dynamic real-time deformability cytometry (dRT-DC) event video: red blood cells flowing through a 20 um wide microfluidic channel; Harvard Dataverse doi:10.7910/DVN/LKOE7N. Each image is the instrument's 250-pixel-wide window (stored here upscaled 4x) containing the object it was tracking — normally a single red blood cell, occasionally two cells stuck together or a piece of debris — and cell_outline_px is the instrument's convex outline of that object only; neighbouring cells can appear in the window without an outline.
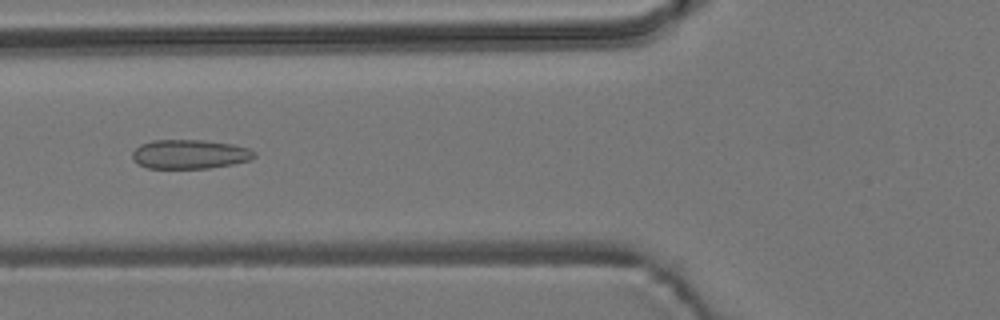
{"species": "common noctule bat (a hibernating species)", "species_latin": "Nyctalus noctula", "temperature_condition": "room temperature", "stored_images_in_passage": 57, "camera_frame_rate_fps": 3000, "um_per_image_px": 0.085, "animal": {"sex": "male", "body_mass_g": 19.2, "forearm_length_mm": 51.8}, "frame": {"image": 1, "passage_image": 21, "time_ms": 6.667, "image_size_px": [1000, 320], "cell_outline_px": [[256, 156], [248, 160], [232, 164], [208, 168], [148, 168], [132, 160], [132, 152], [140, 144], [152, 140], [204, 140], [232, 144], [248, 148], [256, 152]], "centroid_in_image_um": [16.11, 13.1], "position_along_channel_um": 109.7, "area_um2": 20.69}}
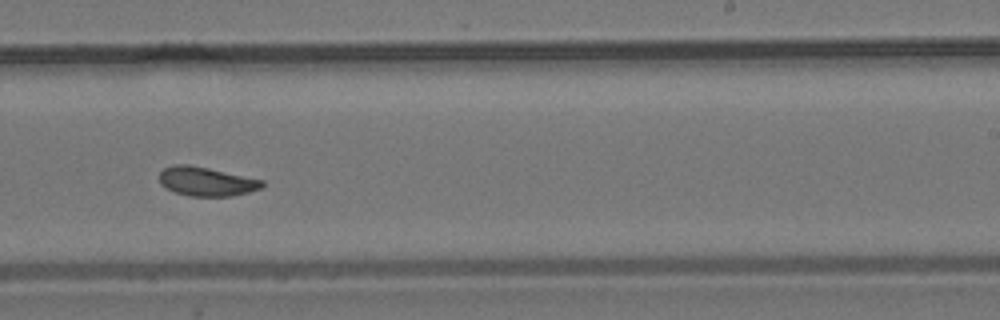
{"frame": {"image": 2, "passage_image": 35, "time_ms": 11.333, "image_size_px": [1000, 320], "cell_outline_px": [[264, 184], [260, 188], [248, 192], [232, 196], [188, 196], [172, 192], [160, 184], [160, 172], [164, 168], [172, 164], [188, 164], [208, 168], [264, 180]], "centroid_in_image_um": [17.5, 15.42], "position_along_channel_um": 271.5, "area_um2": 17.46}}
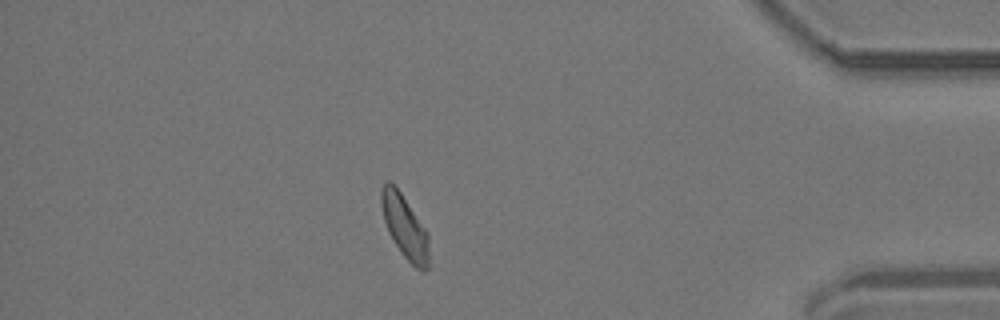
{"frame": {"image": 3, "passage_image": 49, "time_ms": 16.0, "image_size_px": [1000, 320], "cell_outline_px": [[428, 268], [424, 272], [420, 272], [400, 252], [388, 232], [384, 220], [380, 204], [380, 188], [388, 180], [400, 192], [428, 232]], "centroid_in_image_um": [34.39, 19.29], "position_along_channel_um": 400.8, "area_um2": 17.51}, "authors_computed_cell_mechanics": {"area_um2": 18.0336, "velocity_mm_per_s": 3.6656, "shape_relaxation_time_tau1_ms": null, "shape_relaxation_time_tau2_ms": 0.8706, "deformation_change_tau1": null, "deformation_change_tau2": 0.0642}}